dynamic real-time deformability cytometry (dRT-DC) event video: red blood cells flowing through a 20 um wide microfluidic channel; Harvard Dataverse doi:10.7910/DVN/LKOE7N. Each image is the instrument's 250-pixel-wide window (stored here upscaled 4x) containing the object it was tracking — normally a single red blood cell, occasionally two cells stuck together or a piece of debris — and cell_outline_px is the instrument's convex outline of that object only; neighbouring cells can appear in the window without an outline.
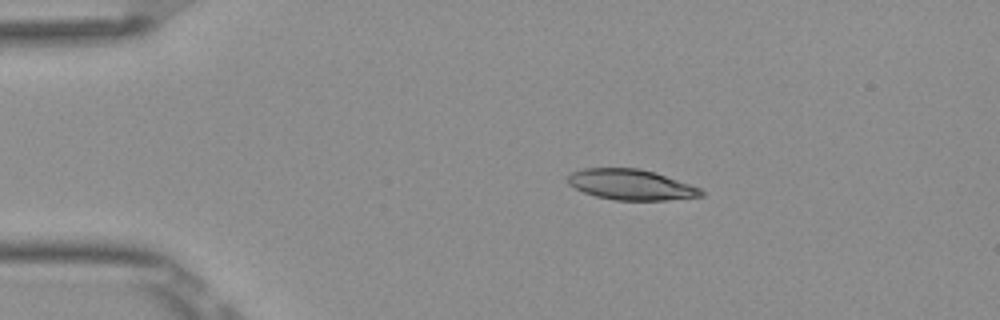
{"species": "Egyptian fruit bat (a non-hibernating species)", "species_latin": "Rousettus aegyptiacus", "temperature_condition": "room temperature", "stored_images_in_passage": 16, "camera_frame_rate_fps": 3000, "um_per_image_px": 0.085, "frame": {"image": 1, "passage_image": 1, "time_ms": 0.0, "image_size_px": [1000, 320], "cell_outline_px": [[704, 196], [664, 200], [616, 200], [596, 196], [584, 192], [568, 184], [568, 176], [572, 172], [584, 168], [640, 168], [656, 172], [700, 188], [704, 192]], "centroid_in_image_um": [53.64, 15.69], "position_along_channel_um": 31.4, "area_um2": 23.64}}
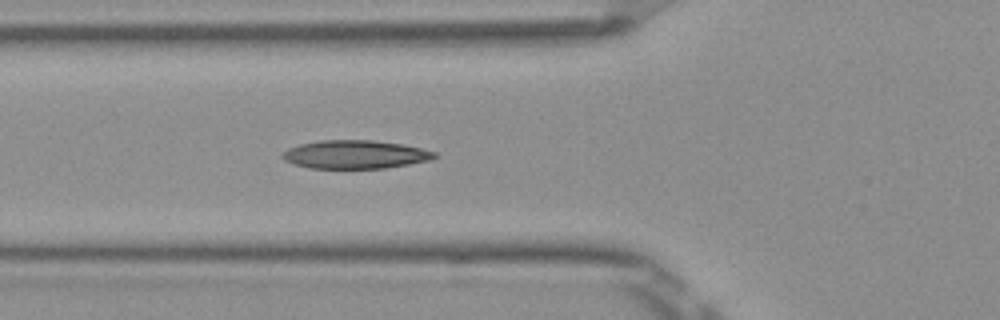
{"frame": {"image": 2, "passage_image": 10, "time_ms": 3.0, "image_size_px": [1000, 320], "cell_outline_px": [[440, 156], [428, 160], [408, 164], [384, 168], [308, 168], [284, 160], [280, 156], [280, 152], [288, 148], [300, 144], [320, 140], [372, 140], [400, 144], [420, 148], [436, 152]], "centroid_in_image_um": [30.15, 13.12], "position_along_channel_um": 95.7, "area_um2": 25.09}}
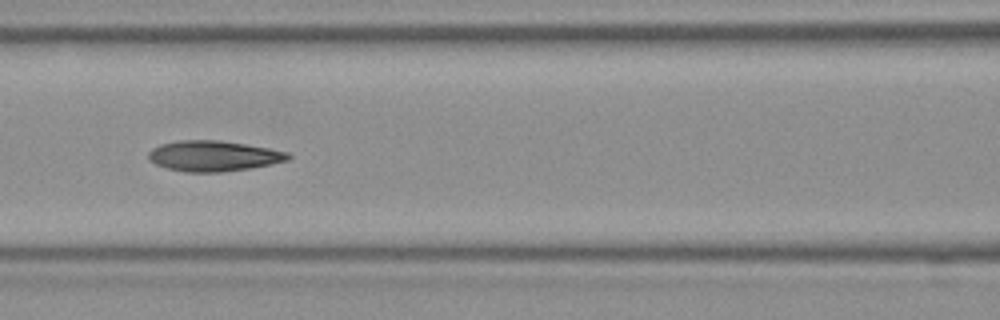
{"frame": {"image": 3, "passage_image": 14, "time_ms": 4.333, "image_size_px": [1000, 320], "cell_outline_px": [[292, 156], [288, 160], [272, 164], [252, 168], [224, 172], [184, 172], [168, 168], [156, 164], [148, 160], [148, 152], [152, 148], [160, 144], [176, 140], [220, 140], [268, 148], [288, 152]], "centroid_in_image_um": [18.13, 13.26], "position_along_channel_um": 148.5, "area_um2": 25.03}}